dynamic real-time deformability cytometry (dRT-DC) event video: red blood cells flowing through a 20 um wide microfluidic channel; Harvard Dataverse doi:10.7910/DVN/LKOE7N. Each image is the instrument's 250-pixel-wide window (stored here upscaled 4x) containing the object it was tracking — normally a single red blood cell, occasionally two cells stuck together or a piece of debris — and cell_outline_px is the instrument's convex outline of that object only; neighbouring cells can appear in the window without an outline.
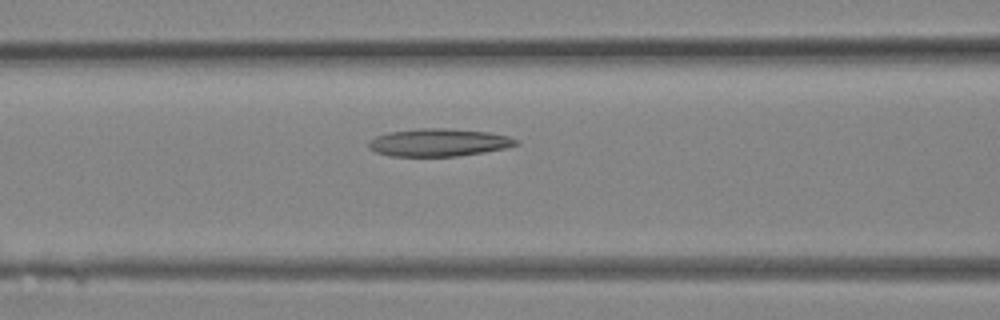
{"species": "Egyptian fruit bat (a non-hibernating species)", "species_latin": "Rousettus aegyptiacus", "temperature_condition": "room temperature", "stored_images_in_passage": 20, "camera_frame_rate_fps": 3000, "um_per_image_px": 0.085, "animal": {"sex": "female"}, "frame": {"image": 1, "passage_image": 4, "time_ms": 1.0, "image_size_px": [1000, 320], "cell_outline_px": [[520, 144], [504, 148], [484, 152], [456, 156], [388, 156], [376, 152], [368, 148], [368, 140], [376, 136], [388, 132], [420, 128], [444, 128], [488, 132], [508, 136], [520, 140]], "centroid_in_image_um": [37.27, 12.11], "position_along_channel_um": 129.3, "area_um2": 23.87}}
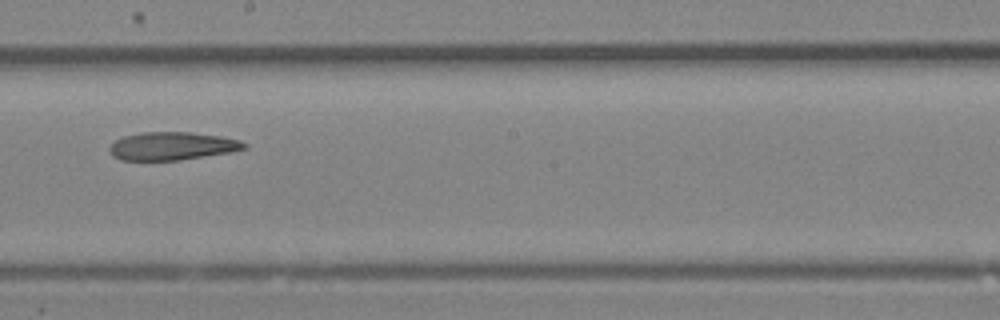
{"frame": {"image": 2, "passage_image": 9, "time_ms": 2.667, "image_size_px": [1000, 320], "cell_outline_px": [[248, 148], [232, 152], [180, 160], [120, 160], [112, 156], [108, 148], [116, 140], [124, 136], [140, 132], [188, 132], [220, 136], [240, 140], [248, 144]], "centroid_in_image_um": [14.65, 12.42], "position_along_channel_um": 233.6, "area_um2": 22.14}}
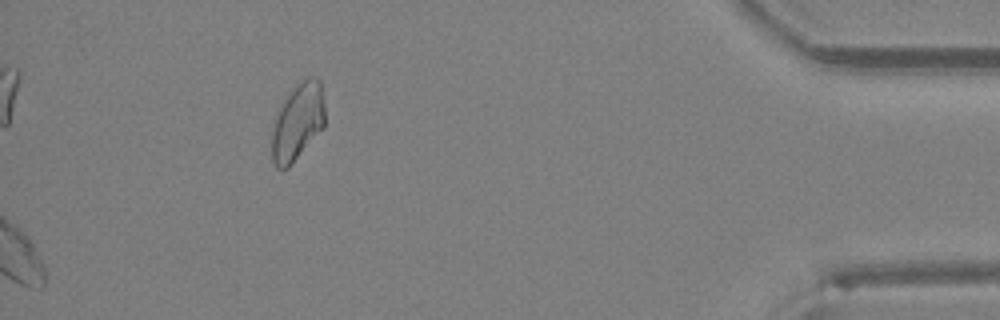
{"frame": {"image": 3, "passage_image": 20, "time_ms": 6.333, "image_size_px": [1000, 320], "cell_outline_px": [[324, 128], [288, 168], [276, 168], [272, 160], [272, 132], [276, 116], [280, 104], [308, 76], [316, 76], [320, 80], [324, 100]], "centroid_in_image_um": [25.32, 10.39], "position_along_channel_um": 409.9, "area_um2": 23.58}}